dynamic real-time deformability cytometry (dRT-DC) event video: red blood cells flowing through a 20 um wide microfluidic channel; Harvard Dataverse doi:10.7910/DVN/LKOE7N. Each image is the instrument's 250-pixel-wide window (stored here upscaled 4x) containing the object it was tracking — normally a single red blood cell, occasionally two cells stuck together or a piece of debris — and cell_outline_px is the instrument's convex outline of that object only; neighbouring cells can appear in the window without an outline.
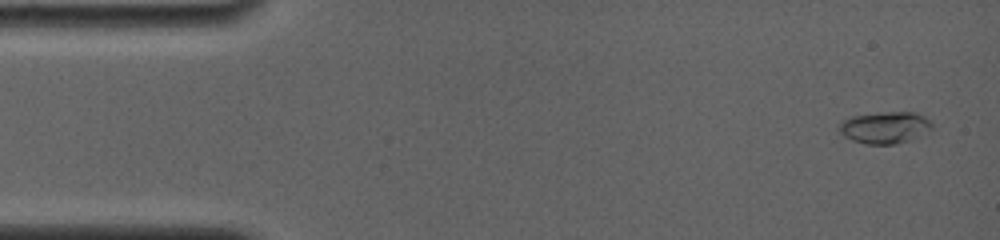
{"species": "common noctule bat (a hibernating species)", "species_latin": "Nyctalus noctula", "temperature_condition": "room temperature", "stored_images_in_passage": 46, "camera_frame_rate_fps": 4000, "um_per_image_px": 0.085, "animal": {"sex": "female", "body_mass_g": 19.0, "forearm_length_mm": 56.7}, "frame": {"image": 1, "passage_image": 2, "time_ms": 0.5, "image_size_px": [1000, 240], "cell_outline_px": [[932, 128], [908, 140], [892, 144], [864, 144], [852, 140], [844, 136], [840, 132], [840, 124], [844, 120], [852, 116], [888, 112], [916, 112], [924, 116], [932, 124]], "centroid_in_image_um": [75.2, 10.83], "position_along_channel_um": 9.8, "area_um2": 16.76}}
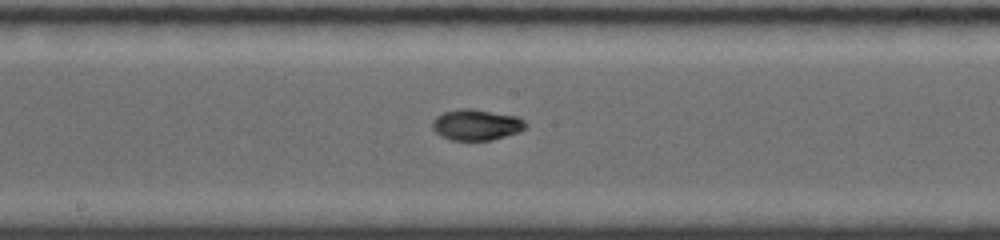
{"frame": {"image": 2, "passage_image": 29, "time_ms": 8.5, "image_size_px": [1000, 240], "cell_outline_px": [[528, 128], [520, 132], [492, 140], [452, 140], [440, 136], [432, 128], [432, 120], [436, 116], [444, 112], [460, 108], [472, 108], [516, 116], [524, 120], [528, 124]], "centroid_in_image_um": [40.51, 10.6], "position_along_channel_um": 207.7, "area_um2": 17.05}}
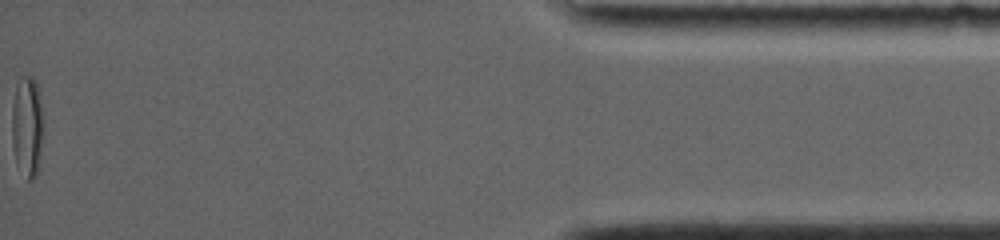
{"frame": {"image": 3, "passage_image": 46, "time_ms": 16.25, "image_size_px": [1000, 240], "cell_outline_px": [[40, 140], [36, 176], [32, 180], [28, 180], [16, 164], [12, 144], [12, 108], [16, 84], [20, 76], [32, 76], [36, 80], [40, 104]], "centroid_in_image_um": [2.24, 10.7], "position_along_channel_um": 433.0, "area_um2": 17.69}, "authors_computed_cell_mechanics": {"area_um2": 16.473, "velocity_mm_per_s": 3.8999, "shape_relaxation_time_tau1_ms": null, "shape_relaxation_time_tau2_ms": 1.4989, "deformation_change_tau1": null, "deformation_change_tau2": 0.0348}}